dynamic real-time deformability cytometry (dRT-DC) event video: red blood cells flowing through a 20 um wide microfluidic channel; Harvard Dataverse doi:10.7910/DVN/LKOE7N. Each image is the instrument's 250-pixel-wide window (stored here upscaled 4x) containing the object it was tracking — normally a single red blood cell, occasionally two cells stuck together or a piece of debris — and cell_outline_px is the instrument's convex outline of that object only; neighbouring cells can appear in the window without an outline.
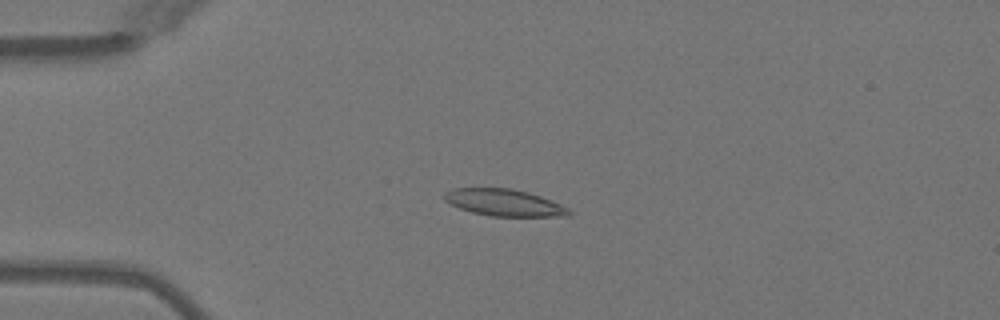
{"species": "Egyptian fruit bat (a non-hibernating species)", "species_latin": "Rousettus aegyptiacus", "temperature_condition": "warm", "stored_images_in_passage": 51, "camera_frame_rate_fps": 3000, "um_per_image_px": 0.085, "animal": {"sex": "female"}, "frame": {"image": 1, "passage_image": 13, "time_ms": 4.0, "image_size_px": [1000, 320], "cell_outline_px": [[572, 212], [568, 216], [492, 216], [472, 212], [460, 208], [444, 200], [444, 192], [452, 188], [512, 188], [528, 192], [552, 200], [568, 208]], "centroid_in_image_um": [42.85, 17.21], "position_along_channel_um": 42.1, "area_um2": 19.42}}
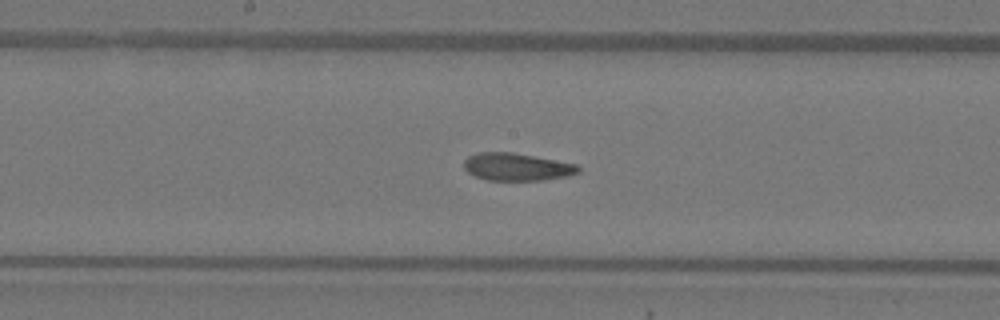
{"frame": {"image": 2, "passage_image": 27, "time_ms": 8.667, "image_size_px": [1000, 320], "cell_outline_px": [[580, 172], [568, 176], [544, 180], [488, 180], [476, 176], [468, 172], [464, 168], [464, 160], [468, 156], [476, 152], [512, 152], [576, 164], [580, 168]], "centroid_in_image_um": [43.92, 14.18], "position_along_channel_um": 204.3, "area_um2": 18.32}}
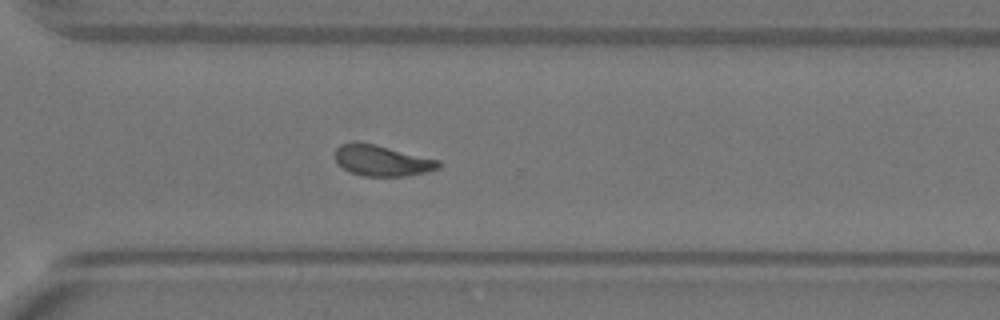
{"frame": {"image": 3, "passage_image": 37, "time_ms": 12.0, "image_size_px": [1000, 320], "cell_outline_px": [[440, 168], [424, 172], [404, 176], [364, 176], [352, 172], [344, 168], [336, 160], [336, 148], [340, 144], [352, 140], [356, 140], [376, 144], [440, 160]], "centroid_in_image_um": [32.46, 13.61], "position_along_channel_um": 338.1, "area_um2": 18.67}, "authors_computed_cell_mechanics": {"area_um2": 18.8428, "velocity_mm_per_s": 4.0439, "shape_relaxation_time_tau1_ms": null, "shape_relaxation_time_tau2_ms": 2.2115, "deformation_change_tau1": null, "deformation_change_tau2": 0.0852}}